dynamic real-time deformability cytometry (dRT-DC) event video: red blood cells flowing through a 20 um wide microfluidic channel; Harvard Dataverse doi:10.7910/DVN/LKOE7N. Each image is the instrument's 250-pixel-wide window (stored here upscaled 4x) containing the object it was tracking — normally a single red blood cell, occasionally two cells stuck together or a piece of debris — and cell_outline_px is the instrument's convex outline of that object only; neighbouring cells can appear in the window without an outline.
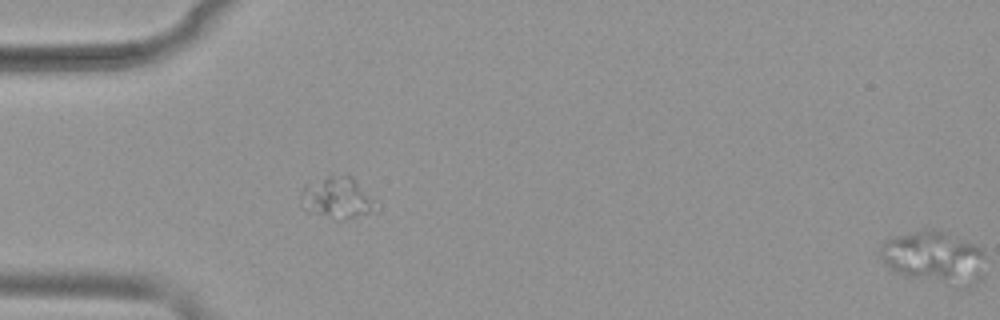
{"species": "common noctule bat (a hibernating species)", "species_latin": "Nyctalus noctula", "temperature_condition": "warm", "stored_images_in_passage": 17, "segment_of_instrument_passage": [2, 2], "camera_frame_rate_fps": 3000, "um_per_image_px": 0.085, "animal": {"sex": "female", "body_mass_g": 19.9}, "frame": {"image": 1, "passage_image": 17, "time_ms": 5.333, "image_size_px": [1000, 320], "cell_outline_px": [[984, 280], [968, 288], [960, 288], [908, 276], [896, 272], [888, 268], [880, 256], [880, 244], [884, 240], [896, 236], [924, 228], [932, 228], [944, 232], [976, 244], [984, 252]], "centroid_in_image_um": [79.46, 21.91], "position_along_channel_um": 5.5, "area_um2": 32.89}}